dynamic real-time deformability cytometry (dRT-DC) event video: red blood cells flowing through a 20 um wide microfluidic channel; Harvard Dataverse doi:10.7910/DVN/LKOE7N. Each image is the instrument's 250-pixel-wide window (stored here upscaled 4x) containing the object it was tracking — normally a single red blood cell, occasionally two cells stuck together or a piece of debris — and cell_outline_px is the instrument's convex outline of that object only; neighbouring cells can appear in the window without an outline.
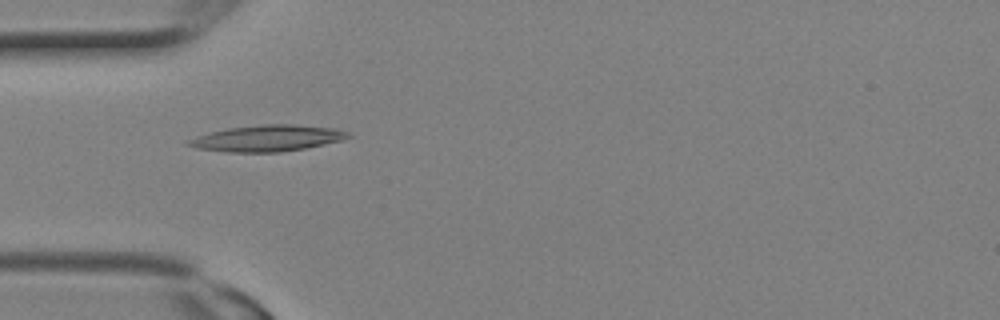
{"species": "Egyptian fruit bat (a non-hibernating species)", "species_latin": "Rousettus aegyptiacus", "temperature_condition": "room temperature", "stored_images_in_passage": 4, "camera_frame_rate_fps": 3000, "um_per_image_px": 0.085, "animal": {"sex": "female"}, "frame": {"image": 1, "passage_image": 4, "time_ms": 1.0, "image_size_px": [1000, 320], "cell_outline_px": [[352, 136], [344, 140], [304, 148], [280, 152], [228, 152], [196, 148], [184, 144], [184, 140], [196, 136], [228, 128], [264, 124], [292, 124], [336, 128], [348, 132]], "centroid_in_image_um": [22.71, 11.75], "position_along_channel_um": 62.3, "area_um2": 24.51}}